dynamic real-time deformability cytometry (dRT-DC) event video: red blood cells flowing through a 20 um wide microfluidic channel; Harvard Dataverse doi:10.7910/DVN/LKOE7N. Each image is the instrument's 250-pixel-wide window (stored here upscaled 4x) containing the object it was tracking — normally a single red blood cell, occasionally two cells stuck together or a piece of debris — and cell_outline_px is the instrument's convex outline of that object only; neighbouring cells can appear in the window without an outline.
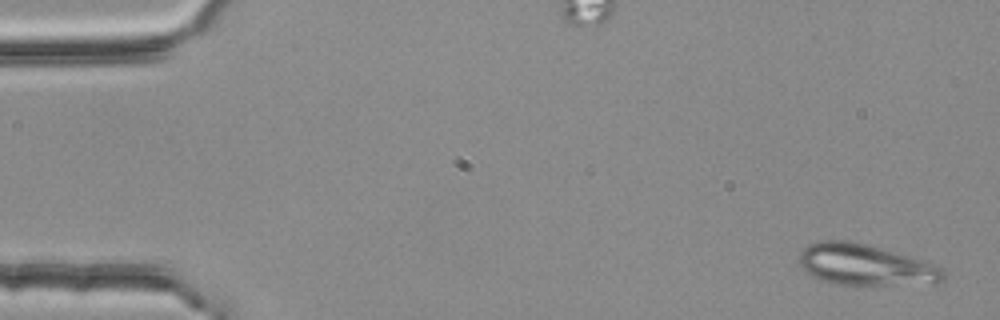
{"species": "common noctule bat (a hibernating species)", "species_latin": "Nyctalus noctula", "temperature_condition": "room temperature", "stored_images_in_passage": 3, "camera_frame_rate_fps": 3000, "um_per_image_px": 0.085, "animal": {"sex": "female", "body_mass_g": 25.1}, "frame": {"image": 1, "passage_image": 1, "time_ms": 0.0, "image_size_px": [1000, 320], "cell_outline_px": [[944, 280], [936, 284], [836, 284], [820, 280], [812, 276], [800, 264], [800, 252], [808, 244], [824, 240], [848, 240], [880, 248], [924, 260], [944, 268]], "centroid_in_image_um": [73.59, 22.51], "position_along_channel_um": 11.4, "area_um2": 34.33}}